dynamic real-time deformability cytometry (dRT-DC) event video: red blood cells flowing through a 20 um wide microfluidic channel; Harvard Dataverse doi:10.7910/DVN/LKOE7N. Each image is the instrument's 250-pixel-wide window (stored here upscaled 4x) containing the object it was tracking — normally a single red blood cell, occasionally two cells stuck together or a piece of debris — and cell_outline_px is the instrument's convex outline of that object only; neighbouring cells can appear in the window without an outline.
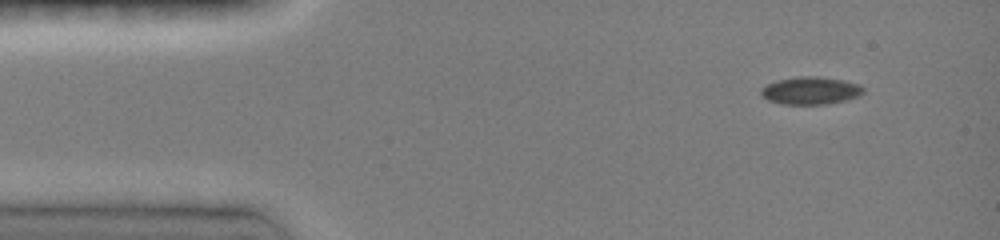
{"species": "common noctule bat (a hibernating species)", "species_latin": "Nyctalus noctula", "temperature_condition": "room temperature", "stored_images_in_passage": 35, "camera_frame_rate_fps": 3000, "um_per_image_px": 0.085, "animal": {"sex": "female", "body_mass_g": 19.0, "forearm_length_mm": 51.5}, "frame": {"image": 1, "passage_image": 1, "time_ms": 0.0, "image_size_px": [1000, 240], "cell_outline_px": [[864, 92], [860, 96], [828, 104], [784, 104], [768, 100], [760, 92], [760, 88], [776, 80], [800, 76], [816, 76], [844, 80], [860, 84], [864, 88]], "centroid_in_image_um": [68.93, 7.69], "position_along_channel_um": 16.1, "area_um2": 16.47}}
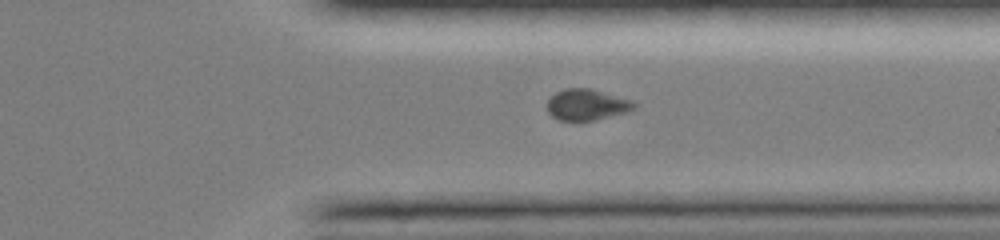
{"frame": {"image": 2, "passage_image": 26, "time_ms": 8.333, "image_size_px": [1000, 240], "cell_outline_px": [[636, 108], [628, 112], [592, 120], [560, 120], [552, 116], [548, 112], [548, 100], [556, 92], [564, 88], [592, 88], [632, 100], [636, 104]], "centroid_in_image_um": [49.9, 8.88], "position_along_channel_um": 361.5, "area_um2": 15.72}}
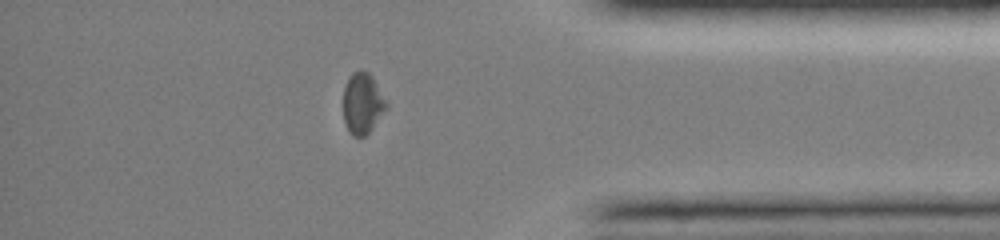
{"frame": {"image": 3, "passage_image": 29, "time_ms": 9.333, "image_size_px": [1000, 240], "cell_outline_px": [[388, 108], [372, 128], [364, 136], [352, 136], [344, 120], [344, 88], [348, 76], [352, 72], [360, 68], [368, 72], [372, 76], [388, 104]], "centroid_in_image_um": [30.82, 8.74], "position_along_channel_um": 404.4, "area_um2": 15.32}}